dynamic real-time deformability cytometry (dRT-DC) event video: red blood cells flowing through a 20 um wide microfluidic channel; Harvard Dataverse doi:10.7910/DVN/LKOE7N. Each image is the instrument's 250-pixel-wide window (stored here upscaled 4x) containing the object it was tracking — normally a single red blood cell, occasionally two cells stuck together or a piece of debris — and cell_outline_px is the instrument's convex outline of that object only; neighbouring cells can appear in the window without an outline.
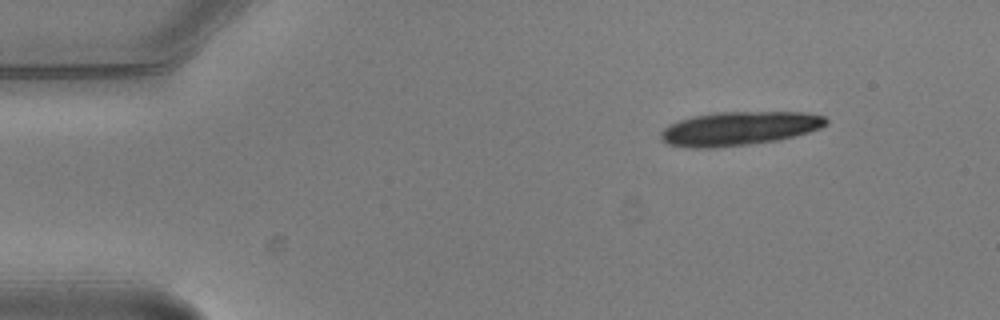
{"species": "common noctule bat (a hibernating species)", "species_latin": "Nyctalus noctula", "temperature_condition": "warm", "stored_images_in_passage": 4, "segment_of_instrument_passage": [2, 2], "camera_frame_rate_fps": 3000, "um_per_image_px": 0.085, "animal": {"sex": "male", "body_mass_g": 20.5, "forearm_length_mm": 52.5}, "frame": {"image": 1, "passage_image": 4, "time_ms": 1.0, "image_size_px": [1000, 320], "cell_outline_px": [[828, 124], [820, 128], [808, 132], [780, 140], [748, 144], [708, 148], [692, 148], [668, 144], [660, 140], [660, 132], [668, 124], [692, 116], [716, 112], [804, 112], [824, 116], [828, 120]], "centroid_in_image_um": [62.81, 10.92], "position_along_channel_um": 22.2, "area_um2": 32.66}}